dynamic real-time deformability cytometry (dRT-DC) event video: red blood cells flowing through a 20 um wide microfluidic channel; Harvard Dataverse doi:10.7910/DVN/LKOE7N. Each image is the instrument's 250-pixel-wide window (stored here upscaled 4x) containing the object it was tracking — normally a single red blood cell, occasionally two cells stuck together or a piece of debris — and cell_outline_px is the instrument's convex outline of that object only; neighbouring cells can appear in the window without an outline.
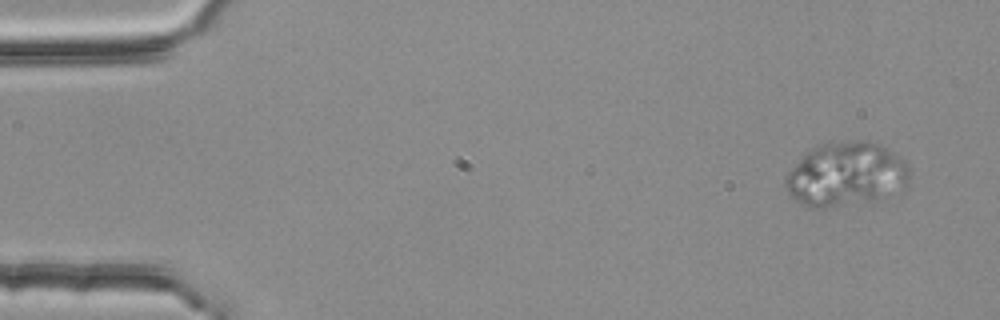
{"species": "common noctule bat (a hibernating species)", "species_latin": "Nyctalus noctula", "temperature_condition": "room temperature", "stored_images_in_passage": 3, "camera_frame_rate_fps": 3000, "um_per_image_px": 0.085, "animal": {"sex": "female", "body_mass_g": 25.1}, "frame": {"image": 1, "passage_image": 1, "time_ms": 0.0, "image_size_px": [1000, 320], "cell_outline_px": [[908, 184], [904, 192], [872, 200], [824, 208], [808, 208], [796, 200], [788, 192], [784, 184], [784, 176], [804, 152], [828, 140], [868, 140], [884, 148], [896, 156], [908, 168]], "centroid_in_image_um": [71.86, 14.81], "position_along_channel_um": 13.1, "area_um2": 46.64}}